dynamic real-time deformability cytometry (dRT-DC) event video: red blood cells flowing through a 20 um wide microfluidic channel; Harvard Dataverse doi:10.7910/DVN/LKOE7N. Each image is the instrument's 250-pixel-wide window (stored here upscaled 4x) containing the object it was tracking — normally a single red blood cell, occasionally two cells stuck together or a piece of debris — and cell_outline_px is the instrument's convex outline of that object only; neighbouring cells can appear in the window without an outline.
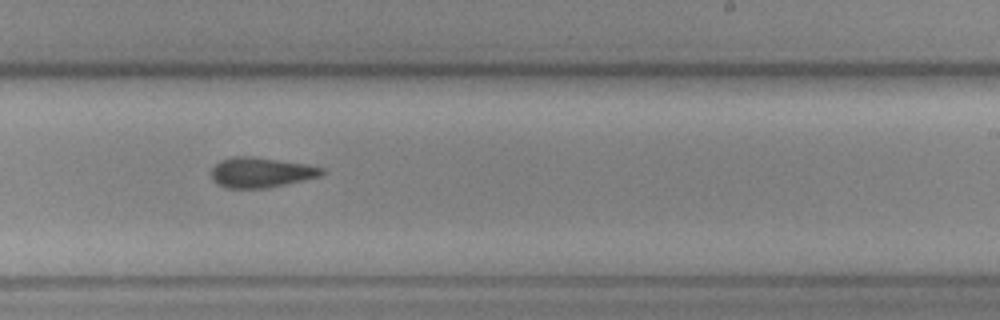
{"species": "common noctule bat (a hibernating species)", "species_latin": "Nyctalus noctula", "temperature_condition": "cold", "stored_images_in_passage": 16, "camera_frame_rate_fps": 3000, "um_per_image_px": 0.085, "animal": {"sex": "female", "body_mass_g": 19.3, "forearm_length_mm": 54.1}, "frame": {"image": 1, "passage_image": 10, "time_ms": 11.0, "image_size_px": [1000, 320], "cell_outline_px": [[324, 172], [320, 176], [284, 184], [264, 188], [224, 188], [216, 184], [212, 180], [212, 168], [220, 160], [232, 156], [252, 156], [308, 164], [324, 168]], "centroid_in_image_um": [22.14, 14.65], "position_along_channel_um": 266.9, "area_um2": 19.42}}
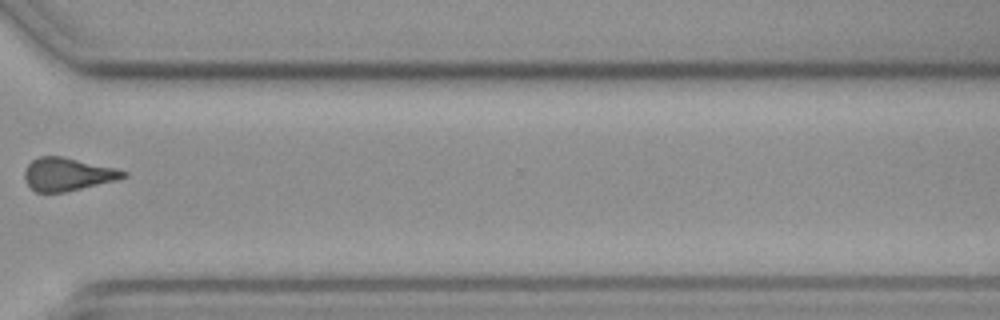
{"frame": {"image": 2, "passage_image": 12, "time_ms": 13.667, "image_size_px": [1000, 320], "cell_outline_px": [[128, 176], [116, 180], [64, 192], [36, 192], [24, 180], [24, 172], [28, 164], [32, 160], [40, 156], [60, 156], [116, 168], [128, 172]], "centroid_in_image_um": [5.74, 14.81], "position_along_channel_um": 364.9, "area_um2": 18.79}}
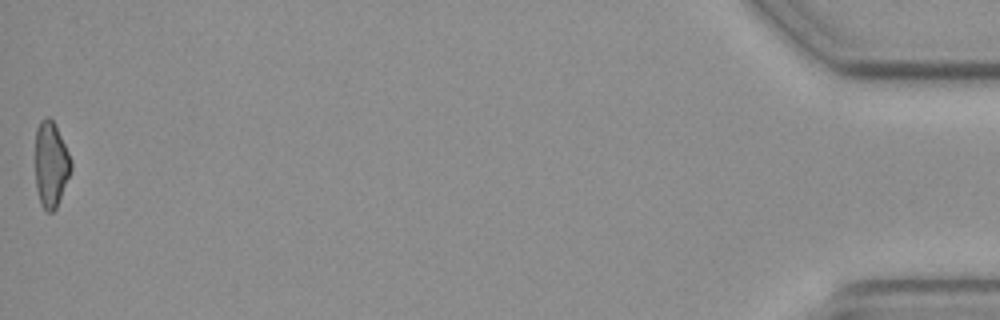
{"frame": {"image": 3, "passage_image": 16, "time_ms": 18.333, "image_size_px": [1000, 320], "cell_outline_px": [[72, 168], [56, 208], [52, 212], [48, 212], [40, 204], [36, 188], [36, 128], [40, 120], [44, 116], [48, 116], [52, 120], [72, 160]], "centroid_in_image_um": [4.32, 13.97], "position_along_channel_um": 430.9, "area_um2": 17.63}, "authors_computed_cell_mechanics": {"area_um2": 19.7387, "velocity_mm_per_s": 3.6565, "shape_relaxation_time_tau1_ms": 0.4744, "shape_relaxation_time_tau2_ms": null, "deformation_change_tau1": 0.0122, "deformation_change_tau2": null}}